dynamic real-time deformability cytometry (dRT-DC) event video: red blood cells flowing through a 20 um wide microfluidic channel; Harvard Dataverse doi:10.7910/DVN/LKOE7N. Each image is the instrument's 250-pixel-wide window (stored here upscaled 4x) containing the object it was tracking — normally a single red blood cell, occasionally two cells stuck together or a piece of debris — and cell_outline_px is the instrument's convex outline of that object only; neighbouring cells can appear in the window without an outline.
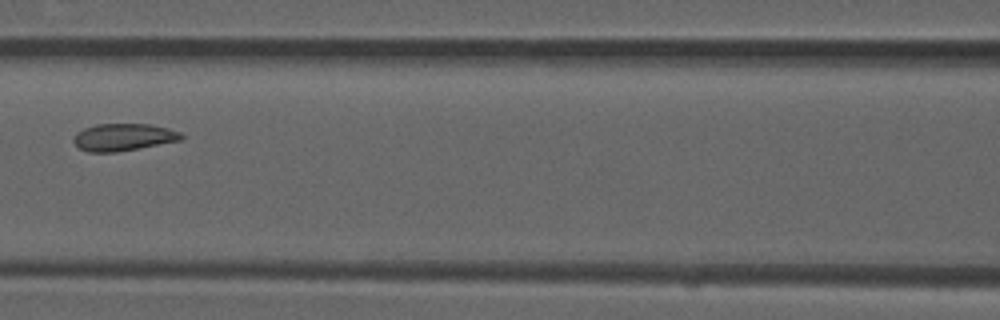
{"species": "common noctule bat (a hibernating species)", "species_latin": "Nyctalus noctula", "temperature_condition": "room temperature", "stored_images_in_passage": 6, "camera_frame_rate_fps": 3000, "um_per_image_px": 0.085, "animal": {"sex": "male", "forearm_length_mm": 52.5}, "frame": {"image": 1, "passage_image": 5, "time_ms": 1.333, "image_size_px": [1000, 320], "cell_outline_px": [[184, 136], [180, 140], [116, 152], [88, 152], [80, 148], [72, 140], [76, 132], [84, 128], [96, 124], [148, 124], [168, 128], [180, 132]], "centroid_in_image_um": [10.46, 11.65], "position_along_channel_um": 156.1, "area_um2": 16.94}}
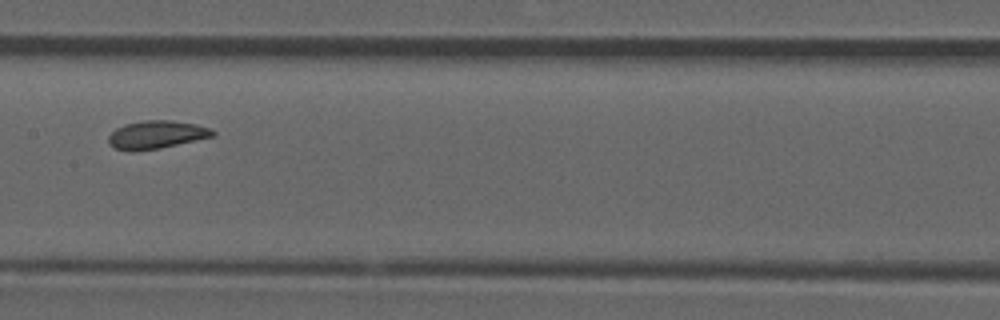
{"frame": {"image": 2, "passage_image": 6, "time_ms": 1.667, "image_size_px": [1000, 320], "cell_outline_px": [[216, 136], [160, 148], [132, 152], [116, 148], [108, 144], [108, 136], [116, 128], [124, 124], [144, 120], [172, 120], [196, 124], [212, 128], [216, 132]], "centroid_in_image_um": [13.32, 11.45], "position_along_channel_um": 194.1, "area_um2": 17.28}}